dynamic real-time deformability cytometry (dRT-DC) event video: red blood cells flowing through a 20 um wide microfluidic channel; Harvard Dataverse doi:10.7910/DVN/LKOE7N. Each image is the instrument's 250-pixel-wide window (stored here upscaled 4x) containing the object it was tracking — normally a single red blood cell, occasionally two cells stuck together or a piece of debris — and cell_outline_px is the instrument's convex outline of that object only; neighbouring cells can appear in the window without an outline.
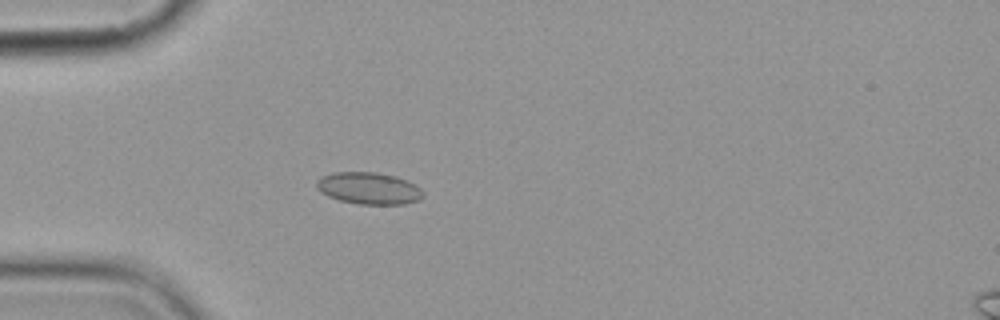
{"species": "common noctule bat (a hibernating species)", "species_latin": "Nyctalus noctula", "temperature_condition": "cold", "stored_images_in_passage": 4, "camera_frame_rate_fps": 3000, "um_per_image_px": 0.085, "animal": {"sex": "female", "body_mass_g": 19.9}, "frame": {"image": 1, "passage_image": 3, "time_ms": 2.333, "image_size_px": [1000, 320], "cell_outline_px": [[424, 196], [420, 200], [404, 204], [356, 204], [340, 200], [328, 196], [320, 192], [316, 188], [316, 180], [320, 176], [332, 172], [376, 172], [396, 176], [408, 180], [420, 188], [424, 192]], "centroid_in_image_um": [31.34, 16.0], "position_along_channel_um": 53.7, "area_um2": 20.11}}